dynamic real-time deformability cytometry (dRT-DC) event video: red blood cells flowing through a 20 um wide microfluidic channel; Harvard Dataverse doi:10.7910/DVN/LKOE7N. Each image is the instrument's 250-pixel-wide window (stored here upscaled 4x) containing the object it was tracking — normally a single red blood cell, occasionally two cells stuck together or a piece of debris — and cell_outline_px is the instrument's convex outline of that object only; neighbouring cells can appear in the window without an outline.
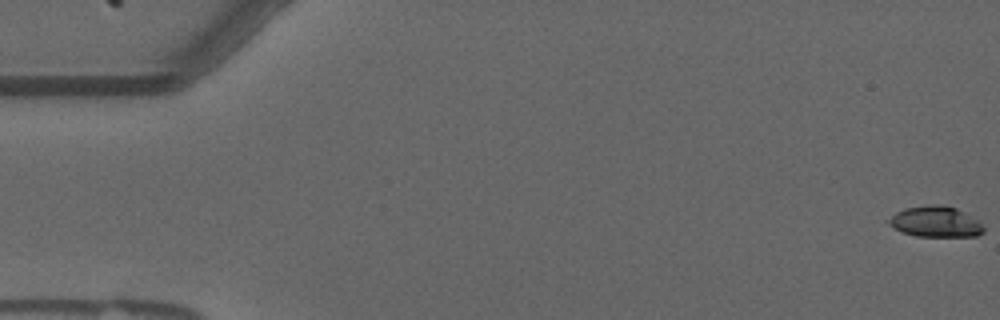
{"species": "common noctule bat (a hibernating species)", "species_latin": "Nyctalus noctula", "temperature_condition": "warm", "stored_images_in_passage": 14, "camera_frame_rate_fps": 3000, "um_per_image_px": 0.085, "animal": {"sex": "male", "forearm_length_mm": 52.5}, "frame": {"image": 1, "passage_image": 1, "time_ms": 0.0, "image_size_px": [1000, 320], "cell_outline_px": [[984, 232], [976, 236], [916, 236], [904, 232], [888, 224], [884, 220], [896, 212], [904, 208], [928, 204], [940, 204], [956, 208], [980, 220], [984, 228]], "centroid_in_image_um": [79.52, 18.83], "position_along_channel_um": 5.5, "area_um2": 17.22}}
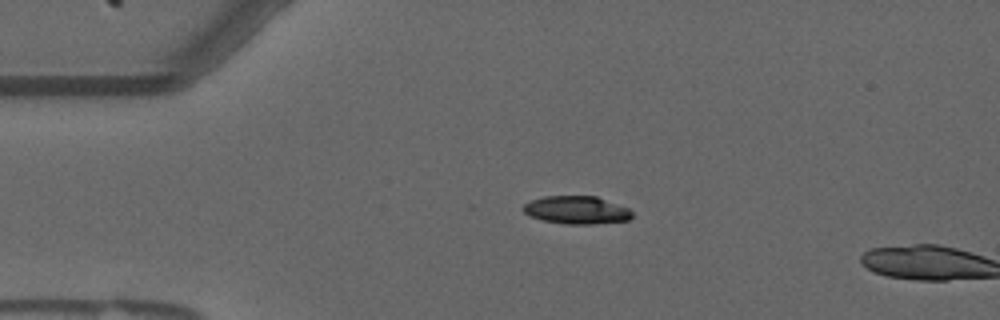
{"frame": {"image": 2, "passage_image": 13, "time_ms": 4.0, "image_size_px": [1000, 320], "cell_outline_px": [[632, 216], [628, 220], [592, 224], [564, 224], [544, 220], [528, 216], [524, 212], [524, 204], [532, 200], [544, 196], [596, 196], [628, 208], [632, 212]], "centroid_in_image_um": [49.0, 17.85], "position_along_channel_um": 36.0, "area_um2": 17.57}}